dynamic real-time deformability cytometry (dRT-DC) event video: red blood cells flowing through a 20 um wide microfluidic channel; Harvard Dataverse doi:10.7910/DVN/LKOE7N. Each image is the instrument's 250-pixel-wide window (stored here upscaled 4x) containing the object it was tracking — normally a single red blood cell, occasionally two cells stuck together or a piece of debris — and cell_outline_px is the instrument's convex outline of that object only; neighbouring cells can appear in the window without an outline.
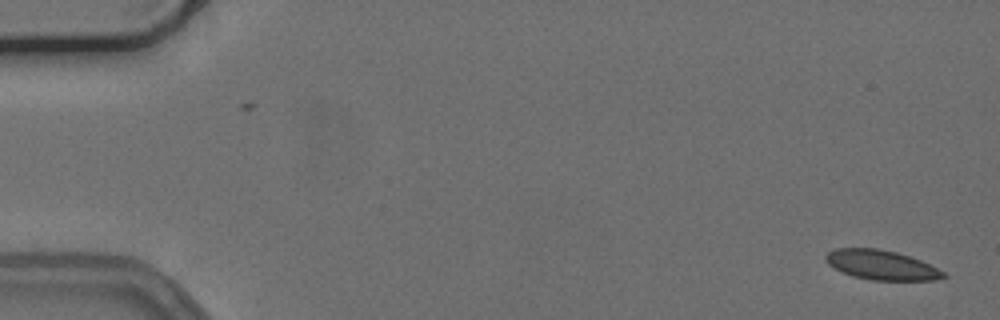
{"species": "common noctule bat (a hibernating species)", "species_latin": "Nyctalus noctula", "temperature_condition": "cold", "stored_images_in_passage": 55, "camera_frame_rate_fps": 3000, "um_per_image_px": 0.085, "animal": {"sex": "female", "body_mass_g": 24.6, "forearm_length_mm": 56.2}, "frame": {"image": 1, "passage_image": 1, "time_ms": 0.0, "image_size_px": [1000, 320], "cell_outline_px": [[948, 276], [936, 280], [872, 280], [852, 276], [828, 264], [824, 260], [824, 256], [828, 252], [836, 248], [876, 248], [896, 252], [920, 260], [944, 272]], "centroid_in_image_um": [74.9, 22.52], "position_along_channel_um": 10.1, "area_um2": 20.11}}
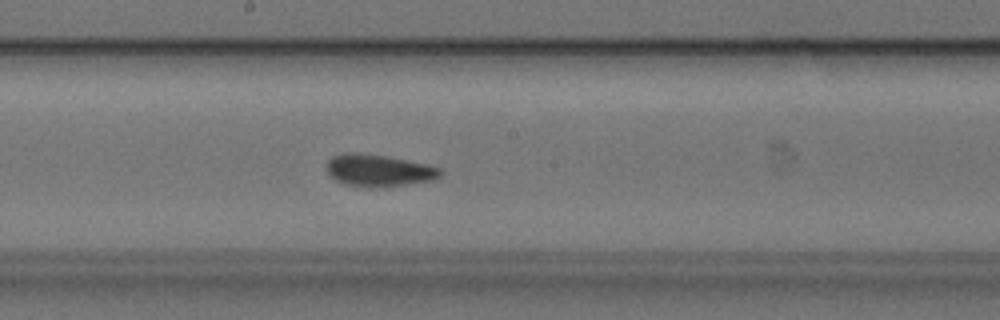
{"frame": {"image": 2, "passage_image": 29, "time_ms": 9.333, "image_size_px": [1000, 320], "cell_outline_px": [[444, 172], [436, 180], [384, 188], [368, 188], [344, 184], [336, 180], [328, 172], [328, 160], [332, 156], [344, 152], [356, 152], [388, 156], [428, 164], [440, 168]], "centroid_in_image_um": [32.24, 14.5], "position_along_channel_um": 216.0, "area_um2": 21.73}}
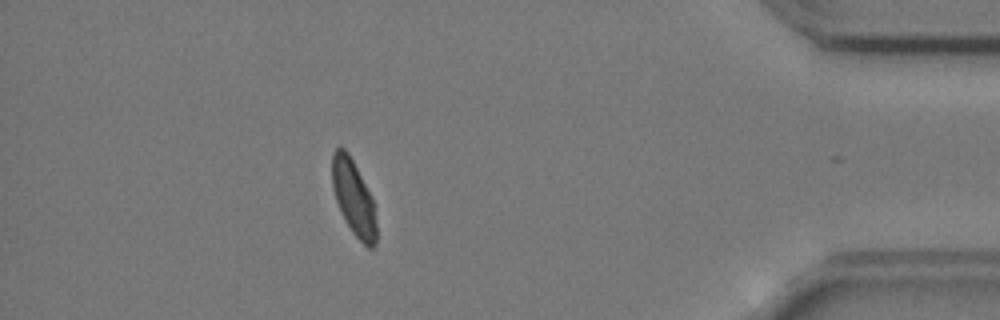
{"frame": {"image": 3, "passage_image": 48, "time_ms": 15.667, "image_size_px": [1000, 320], "cell_outline_px": [[376, 244], [372, 248], [368, 248], [352, 232], [336, 200], [332, 188], [332, 152], [336, 148], [344, 148], [348, 152], [372, 200], [376, 224]], "centroid_in_image_um": [30.03, 16.81], "position_along_channel_um": 405.2, "area_um2": 18.73}, "authors_computed_cell_mechanics": {"area_um2": 20.7502, "velocity_mm_per_s": 3.7314, "shape_relaxation_time_tau1_ms": 5.9739, "shape_relaxation_time_tau2_ms": 1.5931, "deformation_change_tau1": 0.1274, "deformation_change_tau2": 0.0485}}